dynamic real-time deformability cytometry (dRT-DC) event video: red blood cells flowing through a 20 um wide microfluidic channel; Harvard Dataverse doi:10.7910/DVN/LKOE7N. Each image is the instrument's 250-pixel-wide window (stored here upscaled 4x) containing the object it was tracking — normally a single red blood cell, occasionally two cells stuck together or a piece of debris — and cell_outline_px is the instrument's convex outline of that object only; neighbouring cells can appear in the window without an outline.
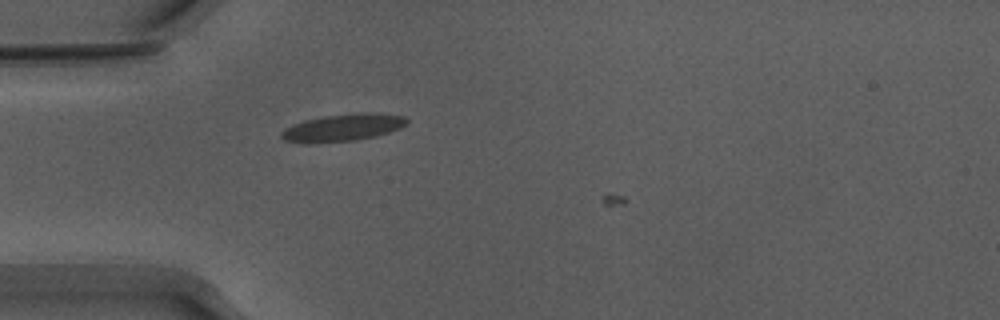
{"species": "Egyptian fruit bat (a non-hibernating species)", "species_latin": "Rousettus aegyptiacus", "temperature_condition": "warm", "stored_images_in_passage": 9, "camera_frame_rate_fps": 3000, "um_per_image_px": 0.085, "animal": {"sex": "male"}, "frame": {"image": 1, "passage_image": 6, "time_ms": 1.667, "image_size_px": [1000, 320], "cell_outline_px": [[408, 124], [400, 128], [376, 136], [356, 140], [284, 140], [280, 136], [280, 132], [284, 128], [292, 124], [304, 120], [324, 116], [356, 112], [376, 112], [404, 116], [408, 120]], "centroid_in_image_um": [29.25, 10.78], "position_along_channel_um": 55.8, "area_um2": 19.25}}